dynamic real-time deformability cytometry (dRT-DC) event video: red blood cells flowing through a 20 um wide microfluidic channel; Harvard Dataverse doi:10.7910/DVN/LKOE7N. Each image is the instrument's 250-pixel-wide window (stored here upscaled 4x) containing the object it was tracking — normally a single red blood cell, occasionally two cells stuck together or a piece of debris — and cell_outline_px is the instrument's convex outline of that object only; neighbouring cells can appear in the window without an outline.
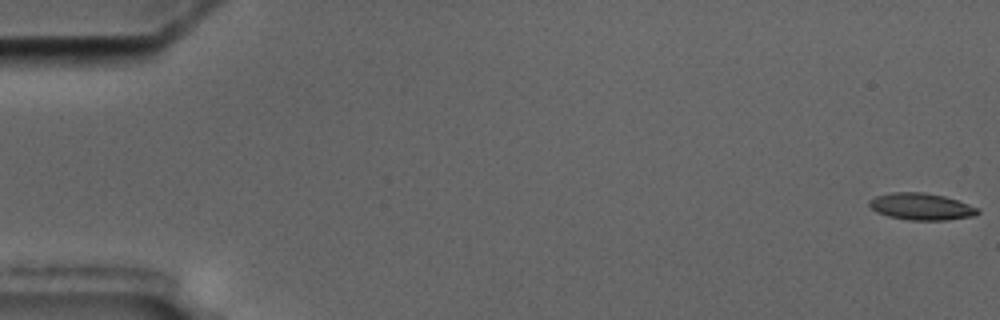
{"species": "common noctule bat (a hibernating species)", "species_latin": "Nyctalus noctula", "temperature_condition": "cold", "stored_images_in_passage": 5, "camera_frame_rate_fps": 3000, "um_per_image_px": 0.085, "animal": {"sex": "male", "body_mass_g": 17.5, "forearm_length_mm": 52.3}, "frame": {"image": 1, "passage_image": 1, "time_ms": 0.0, "image_size_px": [1000, 320], "cell_outline_px": [[980, 212], [972, 216], [948, 220], [908, 220], [888, 216], [876, 212], [868, 204], [868, 200], [876, 196], [892, 192], [924, 192], [944, 196], [980, 208]], "centroid_in_image_um": [78.29, 17.56], "position_along_channel_um": 6.7, "area_um2": 16.99}}
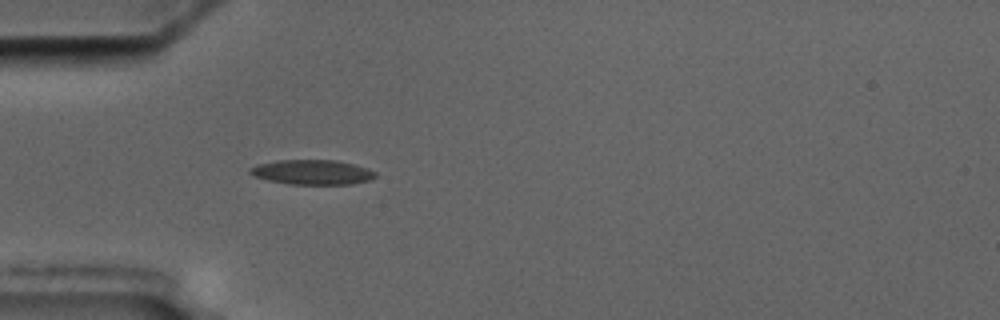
{"frame": {"image": 2, "passage_image": 5, "time_ms": 5.667, "image_size_px": [1000, 320], "cell_outline_px": [[376, 176], [368, 180], [352, 184], [288, 184], [268, 180], [256, 176], [248, 172], [248, 168], [256, 164], [280, 160], [336, 160], [368, 168], [376, 172]], "centroid_in_image_um": [26.52, 14.63], "position_along_channel_um": 58.5, "area_um2": 18.03}}